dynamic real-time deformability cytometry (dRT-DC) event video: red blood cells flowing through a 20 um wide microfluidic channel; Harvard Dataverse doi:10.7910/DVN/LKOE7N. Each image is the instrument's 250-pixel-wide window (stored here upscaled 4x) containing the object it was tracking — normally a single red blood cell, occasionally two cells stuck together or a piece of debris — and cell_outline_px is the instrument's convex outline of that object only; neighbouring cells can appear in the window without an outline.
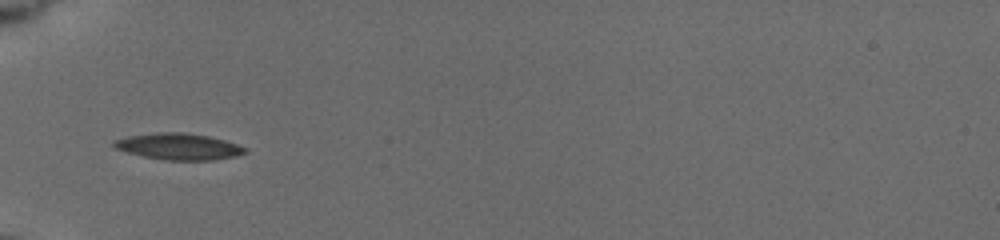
{"species": "common noctule bat (a hibernating species)", "species_latin": "Nyctalus noctula", "temperature_condition": "cold", "stored_images_in_passage": 31, "camera_frame_rate_fps": 3000, "um_per_image_px": 0.085, "animal": {"sex": "female", "body_mass_g": 19.5, "forearm_length_mm": 54.1}, "frame": {"image": 1, "passage_image": 1, "time_ms": 0.0, "image_size_px": [1000, 240], "cell_outline_px": [[248, 152], [236, 156], [212, 160], [164, 160], [144, 156], [128, 152], [116, 148], [112, 144], [112, 140], [128, 136], [156, 132], [184, 132], [208, 136], [224, 140], [248, 148]], "centroid_in_image_um": [15.2, 12.45], "position_along_channel_um": 69.8, "area_um2": 20.17}}
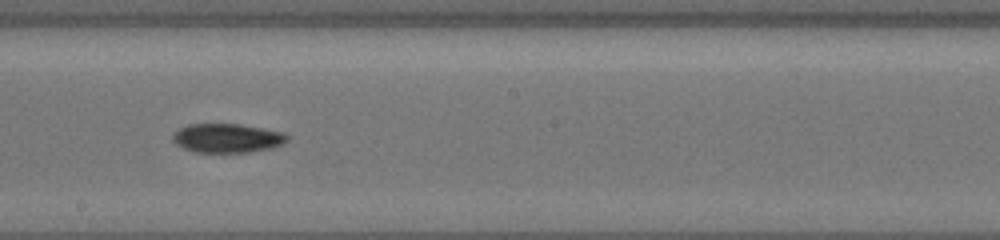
{"frame": {"image": 2, "passage_image": 11, "time_ms": 4.333, "image_size_px": [1000, 240], "cell_outline_px": [[288, 140], [284, 144], [272, 148], [248, 152], [196, 152], [184, 148], [176, 144], [172, 140], [172, 136], [180, 128], [188, 124], [240, 124], [284, 132], [288, 136]], "centroid_in_image_um": [19.34, 11.74], "position_along_channel_um": 228.9, "area_um2": 19.36}}
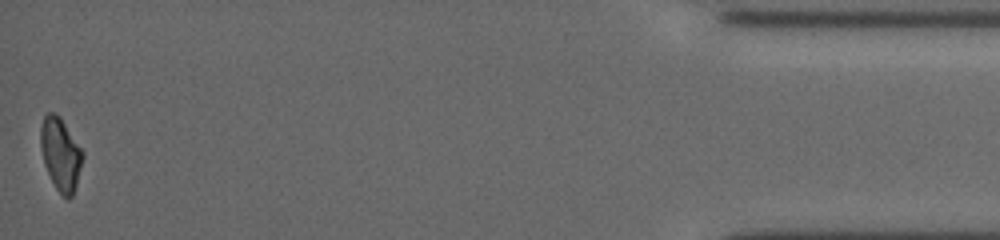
{"frame": {"image": 3, "passage_image": 31, "time_ms": 11.667, "image_size_px": [1000, 240], "cell_outline_px": [[84, 156], [76, 184], [72, 196], [68, 200], [56, 188], [44, 164], [40, 144], [40, 128], [44, 116], [48, 112], [56, 112], [60, 116], [84, 152]], "centroid_in_image_um": [5.15, 13.06], "position_along_channel_um": 430.1, "area_um2": 17.74}, "authors_computed_cell_mechanics": {"area_um2": 18.6116, "velocity_mm_per_s": 3.7831, "shape_relaxation_time_tau1_ms": 5.2713, "shape_relaxation_time_tau2_ms": null, "deformation_change_tau1": 0.1467, "deformation_change_tau2": null}}